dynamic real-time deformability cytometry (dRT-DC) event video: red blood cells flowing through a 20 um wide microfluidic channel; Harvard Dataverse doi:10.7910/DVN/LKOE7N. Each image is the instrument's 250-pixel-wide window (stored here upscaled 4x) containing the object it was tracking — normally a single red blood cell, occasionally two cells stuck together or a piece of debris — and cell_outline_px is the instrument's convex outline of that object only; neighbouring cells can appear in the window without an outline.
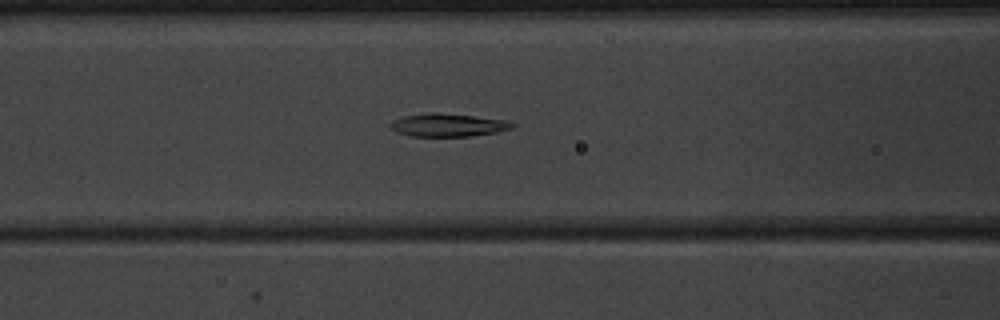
{"species": "common noctule bat (a hibernating species)", "species_latin": "Nyctalus noctula", "temperature_condition": "warm", "stored_images_in_passage": 39, "camera_frame_rate_fps": 3000, "um_per_image_px": 0.085, "animal": {"sex": "male", "body_mass_g": 20.1, "forearm_length_mm": 53.5}, "frame": {"image": 1, "passage_image": 10, "time_ms": 3.0, "image_size_px": [1000, 320], "cell_outline_px": [[516, 128], [496, 132], [472, 136], [412, 136], [396, 132], [388, 128], [388, 124], [392, 120], [404, 116], [436, 112], [440, 112], [508, 120], [516, 124]], "centroid_in_image_um": [38.09, 10.63], "position_along_channel_um": 128.5, "area_um2": 16.59}}
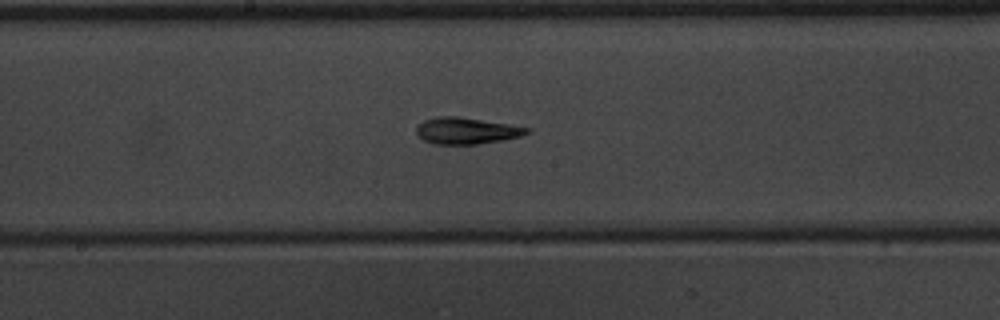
{"frame": {"image": 2, "passage_image": 16, "time_ms": 5.0, "image_size_px": [1000, 320], "cell_outline_px": [[532, 132], [520, 136], [504, 140], [476, 144], [436, 144], [424, 140], [416, 132], [416, 128], [424, 120], [436, 116], [456, 116], [508, 124], [528, 128]], "centroid_in_image_um": [39.65, 11.11], "position_along_channel_um": 208.5, "area_um2": 16.88}}
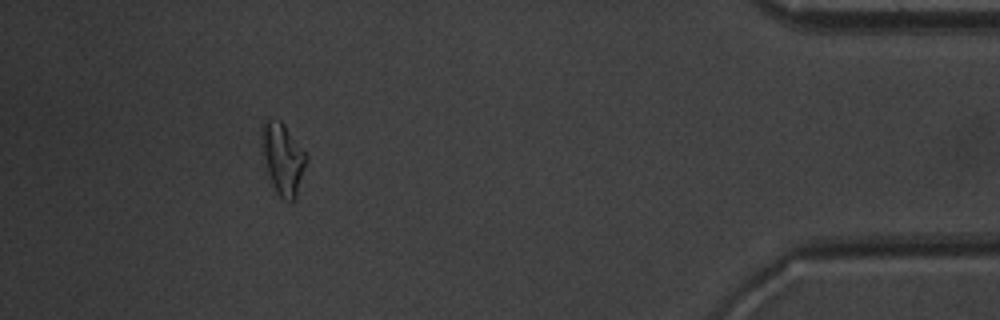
{"frame": {"image": 3, "passage_image": 35, "time_ms": 11.333, "image_size_px": [1000, 320], "cell_outline_px": [[308, 160], [296, 196], [292, 200], [284, 200], [276, 192], [268, 172], [264, 156], [260, 136], [260, 128], [268, 116], [280, 120], [284, 124], [308, 156]], "centroid_in_image_um": [24.04, 13.42], "position_along_channel_um": 411.2, "area_um2": 18.44}, "authors_computed_cell_mechanics": {"area_um2": 16.7042, "velocity_mm_per_s": 3.9946, "shape_relaxation_time_tau1_ms": 7.2057, "shape_relaxation_time_tau2_ms": 3.5432, "deformation_change_tau1": 0.2166, "deformation_change_tau2": 0.1224}}